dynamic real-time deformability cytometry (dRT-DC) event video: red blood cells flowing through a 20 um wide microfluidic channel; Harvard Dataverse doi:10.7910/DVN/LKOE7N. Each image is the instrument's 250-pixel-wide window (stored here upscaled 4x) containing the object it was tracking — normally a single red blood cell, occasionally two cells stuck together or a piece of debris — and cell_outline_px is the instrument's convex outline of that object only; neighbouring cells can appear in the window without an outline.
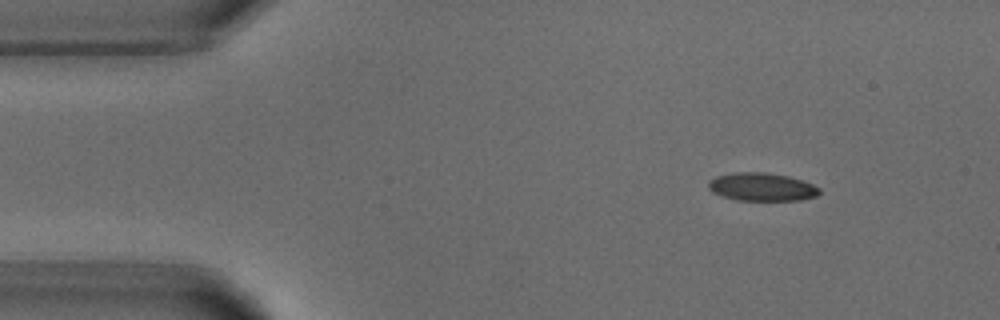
{"species": "common noctule bat (a hibernating species)", "species_latin": "Nyctalus noctula", "temperature_condition": "warm", "stored_images_in_passage": 5, "segment_of_instrument_passage": [2, 2], "camera_frame_rate_fps": 3000, "um_per_image_px": 0.085, "animal": {"sex": "male", "body_mass_g": 18.8}, "frame": {"image": 1, "passage_image": 5, "time_ms": 5.667, "image_size_px": [1000, 320], "cell_outline_px": [[820, 192], [816, 196], [800, 200], [736, 200], [720, 196], [712, 192], [708, 188], [708, 180], [716, 176], [736, 172], [768, 172], [788, 176], [804, 180], [820, 188]], "centroid_in_image_um": [64.74, 15.88], "position_along_channel_um": 20.3, "area_um2": 18.38}}